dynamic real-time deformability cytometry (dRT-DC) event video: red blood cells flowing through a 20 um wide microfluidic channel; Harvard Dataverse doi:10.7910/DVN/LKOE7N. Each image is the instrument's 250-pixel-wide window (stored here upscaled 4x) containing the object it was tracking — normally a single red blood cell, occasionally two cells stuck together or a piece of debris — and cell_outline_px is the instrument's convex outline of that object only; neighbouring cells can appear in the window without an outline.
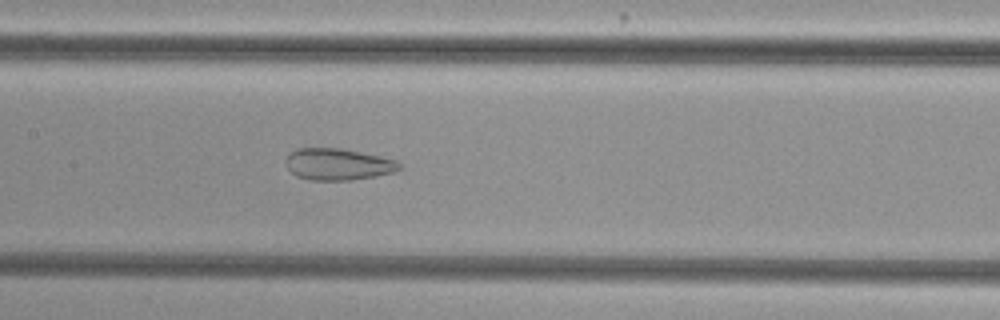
{"species": "common noctule bat (a hibernating species)", "species_latin": "Nyctalus noctula", "temperature_condition": "cold", "stored_images_in_passage": 48, "camera_frame_rate_fps": 3000, "um_per_image_px": 0.085, "animal": {"sex": "female", "body_mass_g": 29.2, "forearm_length_mm": 56.3}, "frame": {"image": 1, "passage_image": 27, "time_ms": 8.667, "image_size_px": [1000, 320], "cell_outline_px": [[404, 168], [396, 172], [376, 176], [348, 180], [308, 180], [296, 176], [284, 164], [284, 160], [296, 148], [340, 148], [380, 156], [396, 160]], "centroid_in_image_um": [28.74, 13.97], "position_along_channel_um": 178.7, "area_um2": 21.1}}
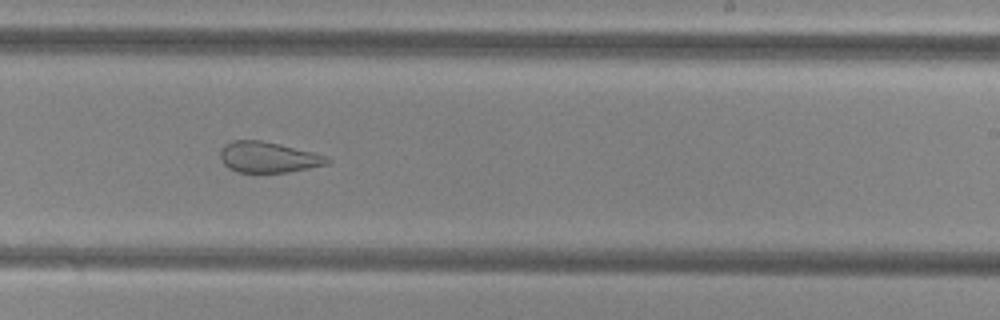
{"frame": {"image": 2, "passage_image": 34, "time_ms": 11.0, "image_size_px": [1000, 320], "cell_outline_px": [[332, 160], [328, 164], [288, 172], [236, 172], [228, 168], [224, 164], [220, 156], [220, 148], [224, 144], [232, 140], [260, 140], [280, 144], [328, 156]], "centroid_in_image_um": [22.78, 13.36], "position_along_channel_um": 266.2, "area_um2": 19.25}}
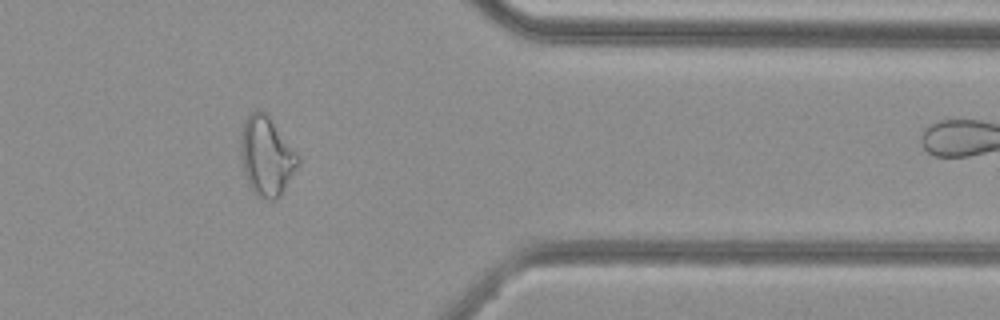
{"frame": {"image": 3, "passage_image": 45, "time_ms": 14.667, "image_size_px": [1000, 320], "cell_outline_px": [[300, 164], [284, 192], [276, 200], [268, 200], [256, 196], [244, 172], [240, 152], [240, 128], [244, 120], [256, 108], [260, 108], [268, 116], [300, 156]], "centroid_in_image_um": [22.66, 13.28], "position_along_channel_um": 388.7, "area_um2": 26.76}, "authors_computed_cell_mechanics": {"area_um2": 26.299, "velocity_mm_per_s": 3.7652, "shape_relaxation_time_tau1_ms": null, "shape_relaxation_time_tau2_ms": 1.7418, "deformation_change_tau1": null, "deformation_change_tau2": 0.1022}}